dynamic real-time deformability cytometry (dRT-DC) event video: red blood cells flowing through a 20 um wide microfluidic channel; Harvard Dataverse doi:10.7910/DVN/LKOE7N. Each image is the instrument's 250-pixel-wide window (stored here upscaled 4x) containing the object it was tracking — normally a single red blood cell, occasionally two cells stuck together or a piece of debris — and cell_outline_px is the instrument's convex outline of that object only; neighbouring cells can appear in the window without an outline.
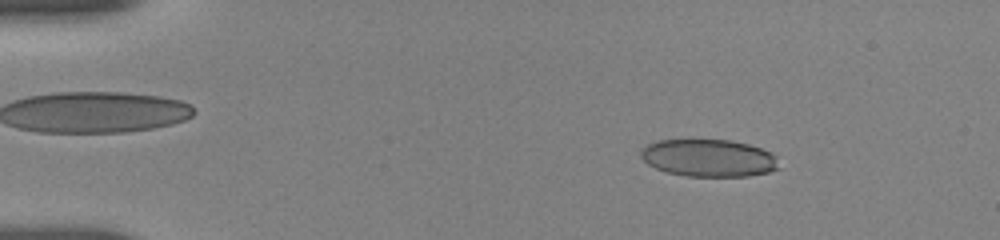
{"species": "human", "species_latin": "Homo sapiens", "temperature_condition": "room temperature", "stored_images_in_passage": 51, "camera_frame_rate_fps": 3000, "um_per_image_px": 0.085, "donor": {"sex": "female"}, "frame": {"image": 1, "passage_image": 5, "time_ms": 1.333, "image_size_px": [1000, 240], "cell_outline_px": [[780, 168], [768, 172], [748, 176], [684, 176], [668, 172], [656, 168], [648, 164], [640, 156], [640, 148], [656, 140], [692, 136], [696, 136], [732, 140], [748, 144], [772, 152], [776, 156]], "centroid_in_image_um": [60.2, 13.36], "position_along_channel_um": 24.8, "area_um2": 31.39}}
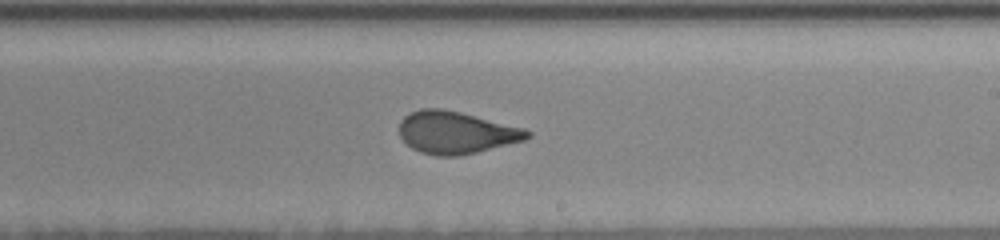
{"frame": {"image": 2, "passage_image": 30, "time_ms": 9.667, "image_size_px": [1000, 240], "cell_outline_px": [[532, 136], [524, 140], [476, 152], [456, 156], [436, 156], [420, 152], [412, 148], [400, 136], [400, 120], [404, 116], [420, 108], [440, 108], [460, 112], [524, 128], [532, 132]], "centroid_in_image_um": [38.76, 11.26], "position_along_channel_um": 250.2, "area_um2": 31.33}}
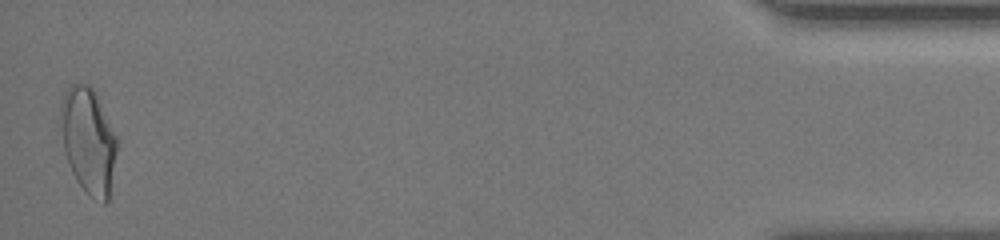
{"frame": {"image": 3, "passage_image": 51, "time_ms": 16.667, "image_size_px": [1000, 240], "cell_outline_px": [[120, 140], [108, 200], [104, 204], [88, 192], [76, 180], [68, 164], [64, 148], [60, 108], [60, 104], [68, 88], [72, 84], [88, 84], [92, 88]], "centroid_in_image_um": [7.56, 11.95], "position_along_channel_um": 427.6, "area_um2": 34.45}, "authors_computed_cell_mechanics": {"area_um2": 31.5588, "velocity_mm_per_s": 3.6857, "shape_relaxation_time_tau1_ms": 7.7989, "shape_relaxation_time_tau2_ms": 0.9712, "deformation_change_tau1": 0.1996, "deformation_change_tau2": 0.0847}}